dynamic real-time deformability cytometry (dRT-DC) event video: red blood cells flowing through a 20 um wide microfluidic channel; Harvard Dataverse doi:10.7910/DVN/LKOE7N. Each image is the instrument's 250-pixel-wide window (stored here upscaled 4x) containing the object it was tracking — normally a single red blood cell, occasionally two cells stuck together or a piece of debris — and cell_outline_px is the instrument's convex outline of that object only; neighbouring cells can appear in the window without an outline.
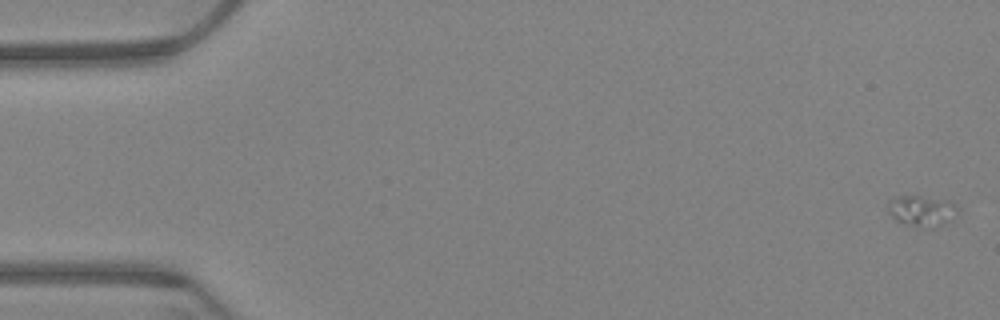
{"species": "Egyptian fruit bat (a non-hibernating species)", "species_latin": "Rousettus aegyptiacus", "temperature_condition": "warm", "stored_images_in_passage": 15, "camera_frame_rate_fps": 3000, "um_per_image_px": 0.085, "animal": {"sex": "female"}, "frame": {"image": 1, "passage_image": 2, "time_ms": 0.333, "image_size_px": [1000, 320], "cell_outline_px": [[960, 208], [936, 228], [916, 228], [904, 224], [896, 220], [888, 212], [888, 200], [896, 196], [920, 196], [948, 200]], "centroid_in_image_um": [78.28, 17.92], "position_along_channel_um": 6.7, "area_um2": 12.48}}